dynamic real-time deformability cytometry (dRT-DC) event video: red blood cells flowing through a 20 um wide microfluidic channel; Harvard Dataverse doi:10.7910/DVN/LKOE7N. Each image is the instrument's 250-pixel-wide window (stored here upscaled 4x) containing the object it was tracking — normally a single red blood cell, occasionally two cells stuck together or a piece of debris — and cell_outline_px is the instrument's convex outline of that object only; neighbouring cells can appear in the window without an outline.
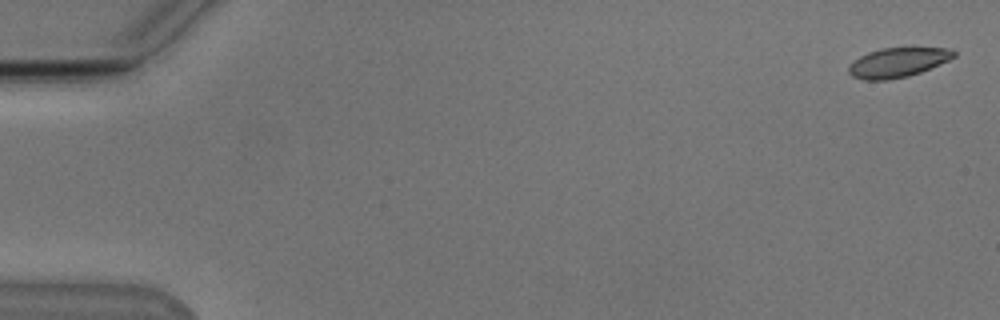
{"species": "Egyptian fruit bat (a non-hibernating species)", "species_latin": "Rousettus aegyptiacus", "temperature_condition": "cold", "stored_images_in_passage": 55, "camera_frame_rate_fps": 3000, "um_per_image_px": 0.085, "animal": {"sex": "male"}, "frame": {"image": 1, "passage_image": 2, "time_ms": 0.333, "image_size_px": [1000, 320], "cell_outline_px": [[956, 56], [940, 64], [920, 72], [908, 76], [888, 80], [864, 80], [852, 76], [848, 72], [848, 68], [860, 56], [868, 52], [880, 48], [952, 48], [956, 52]], "centroid_in_image_um": [76.33, 5.31], "position_along_channel_um": 8.7, "area_um2": 17.98}}
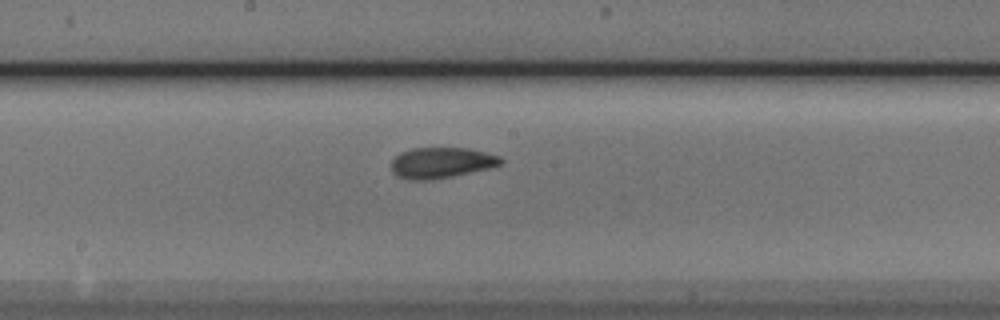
{"frame": {"image": 2, "passage_image": 30, "time_ms": 9.667, "image_size_px": [1000, 320], "cell_outline_px": [[504, 160], [500, 164], [492, 168], [432, 180], [412, 180], [396, 176], [392, 172], [392, 160], [400, 152], [412, 148], [464, 148], [484, 152], [500, 156]], "centroid_in_image_um": [37.51, 13.84], "position_along_channel_um": 210.7, "area_um2": 19.65}}
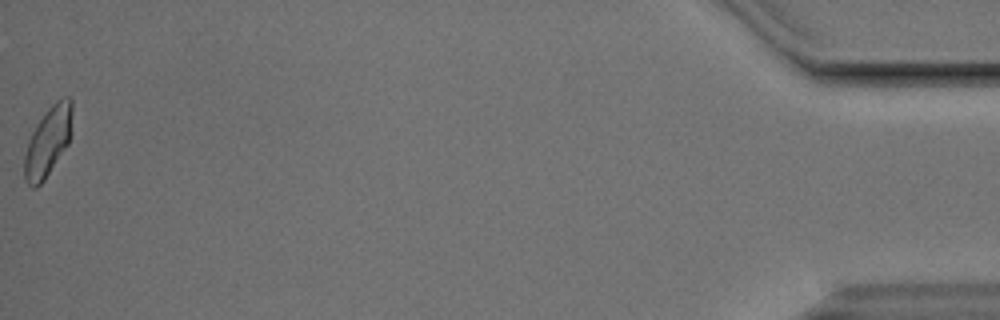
{"frame": {"image": 3, "passage_image": 55, "time_ms": 18.0, "image_size_px": [1000, 320], "cell_outline_px": [[72, 132], [68, 144], [44, 180], [36, 188], [32, 188], [24, 180], [24, 156], [28, 140], [36, 124], [48, 108], [56, 100], [64, 96], [68, 96], [72, 100]], "centroid_in_image_um": [4.08, 12.01], "position_along_channel_um": 431.1, "area_um2": 19.54}, "authors_computed_cell_mechanics": {"area_um2": 19.1896, "velocity_mm_per_s": 3.8174, "shape_relaxation_time_tau1_ms": 7.0554, "shape_relaxation_time_tau2_ms": 2.0997, "deformation_change_tau1": 0.1567, "deformation_change_tau2": 0.073}}